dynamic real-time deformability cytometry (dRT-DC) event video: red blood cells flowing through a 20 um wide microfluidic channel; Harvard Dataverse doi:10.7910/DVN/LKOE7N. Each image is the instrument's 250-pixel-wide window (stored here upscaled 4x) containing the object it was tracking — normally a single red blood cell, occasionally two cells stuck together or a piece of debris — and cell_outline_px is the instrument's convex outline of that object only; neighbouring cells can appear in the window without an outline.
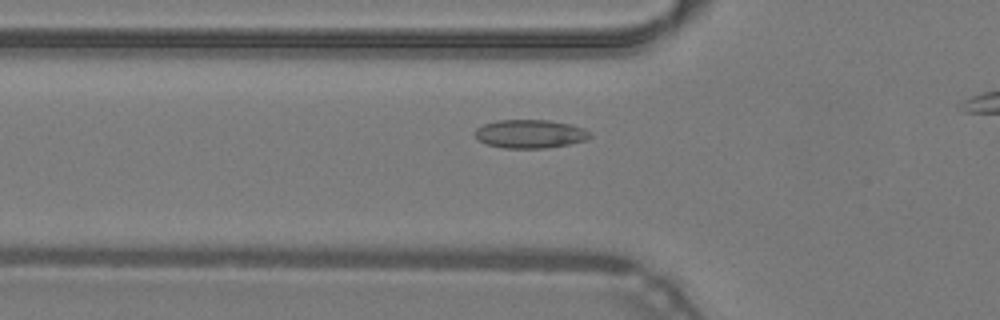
{"species": "common noctule bat (a hibernating species)", "species_latin": "Nyctalus noctula", "temperature_condition": "warm", "stored_images_in_passage": 28, "camera_frame_rate_fps": 3000, "um_per_image_px": 0.085, "animal": {"sex": "male", "body_mass_g": 19.2, "forearm_length_mm": 51.8}, "frame": {"image": 1, "passage_image": 13, "time_ms": 4.0, "image_size_px": [1000, 320], "cell_outline_px": [[592, 136], [584, 140], [568, 144], [548, 148], [504, 148], [488, 144], [480, 140], [476, 136], [476, 128], [484, 124], [496, 120], [548, 120], [568, 124], [584, 128], [592, 132]], "centroid_in_image_um": [45.08, 11.38], "position_along_channel_um": 80.7, "area_um2": 18.96}}
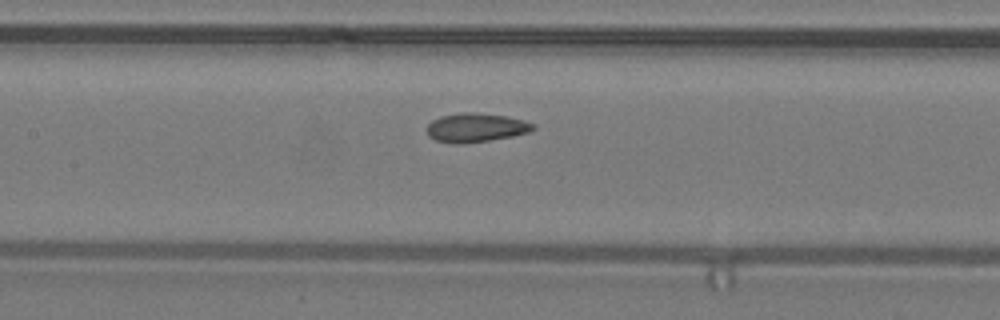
{"frame": {"image": 2, "passage_image": 19, "time_ms": 6.0, "image_size_px": [1000, 320], "cell_outline_px": [[536, 128], [528, 132], [512, 136], [488, 140], [436, 140], [428, 136], [428, 124], [432, 120], [440, 116], [460, 112], [472, 112], [504, 116], [524, 120], [536, 124]], "centroid_in_image_um": [40.51, 10.78], "position_along_channel_um": 166.9, "area_um2": 16.99}}
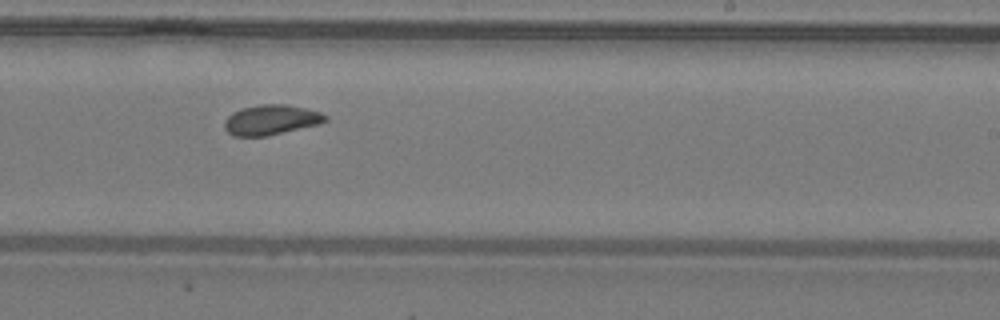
{"frame": {"image": 3, "passage_image": 26, "time_ms": 8.333, "image_size_px": [1000, 320], "cell_outline_px": [[328, 120], [320, 124], [264, 136], [232, 136], [224, 128], [224, 120], [232, 112], [240, 108], [260, 104], [284, 104], [304, 108], [320, 112], [328, 116]], "centroid_in_image_um": [23.01, 10.18], "position_along_channel_um": 266.0, "area_um2": 17.69}}